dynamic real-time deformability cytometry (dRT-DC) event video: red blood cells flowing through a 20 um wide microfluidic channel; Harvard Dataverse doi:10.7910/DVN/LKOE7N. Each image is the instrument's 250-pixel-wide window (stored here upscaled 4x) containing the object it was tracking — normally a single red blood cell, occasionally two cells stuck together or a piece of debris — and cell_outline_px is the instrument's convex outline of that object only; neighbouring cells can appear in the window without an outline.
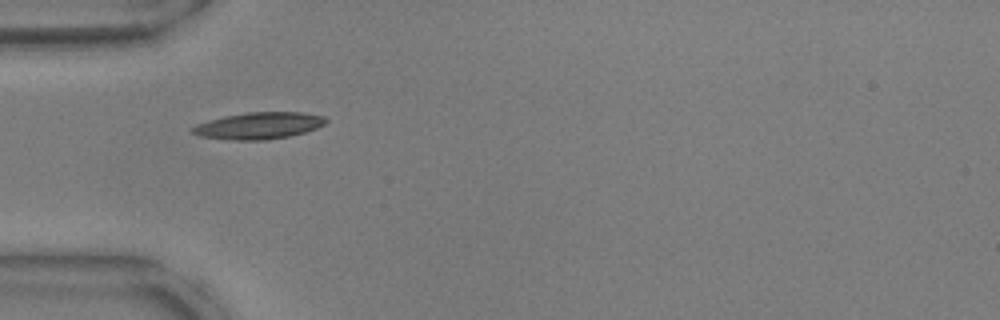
{"species": "common noctule bat (a hibernating species)", "species_latin": "Nyctalus noctula", "temperature_condition": "warm", "stored_images_in_passage": 38, "camera_frame_rate_fps": 3000, "um_per_image_px": 0.085, "animal": {"sex": "male", "body_mass_g": 17.9, "forearm_length_mm": 54.2}, "frame": {"image": 1, "passage_image": 1, "time_ms": 0.0, "image_size_px": [1000, 320], "cell_outline_px": [[324, 120], [320, 124], [312, 128], [300, 132], [284, 136], [212, 136], [200, 132], [196, 128], [216, 120], [236, 116], [260, 112], [284, 112], [312, 116]], "centroid_in_image_um": [22.18, 10.61], "position_along_channel_um": 62.8, "area_um2": 16.24}}
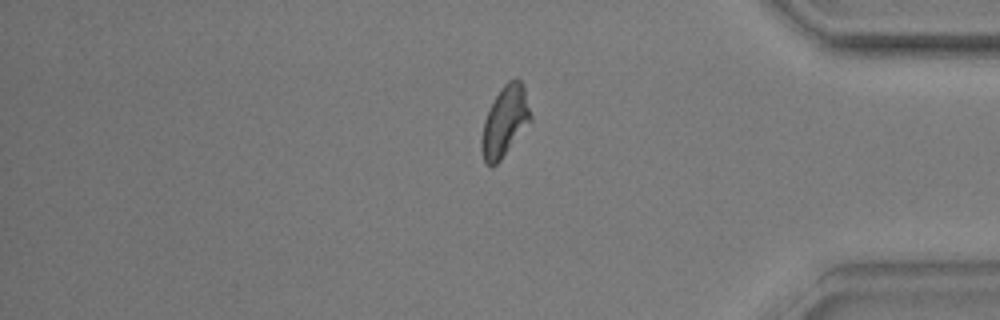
{"frame": {"image": 2, "passage_image": 29, "time_ms": 9.333, "image_size_px": [1000, 320], "cell_outline_px": [[528, 116], [500, 156], [492, 164], [488, 164], [484, 160], [484, 124], [488, 112], [492, 104], [500, 92], [508, 84], [516, 80], [520, 84], [528, 112]], "centroid_in_image_um": [42.83, 10.28], "position_along_channel_um": 392.4, "area_um2": 16.13}}
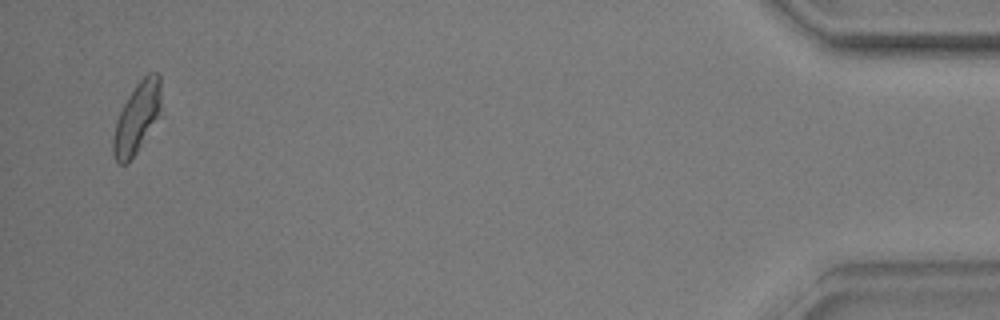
{"frame": {"image": 3, "passage_image": 36, "time_ms": 11.667, "image_size_px": [1000, 320], "cell_outline_px": [[156, 112], [132, 156], [124, 164], [116, 156], [116, 128], [120, 116], [128, 100], [136, 88], [144, 80], [156, 84]], "centroid_in_image_um": [11.51, 10.19], "position_along_channel_um": 423.7, "area_um2": 14.57}, "authors_computed_cell_mechanics": {"area_um2": 15.8372, "velocity_mm_per_s": 3.7861, "shape_relaxation_time_tau1_ms": 5.3645, "shape_relaxation_time_tau2_ms": 4.6729, "deformation_change_tau1": 0.196, "deformation_change_tau2": 0.1197}}